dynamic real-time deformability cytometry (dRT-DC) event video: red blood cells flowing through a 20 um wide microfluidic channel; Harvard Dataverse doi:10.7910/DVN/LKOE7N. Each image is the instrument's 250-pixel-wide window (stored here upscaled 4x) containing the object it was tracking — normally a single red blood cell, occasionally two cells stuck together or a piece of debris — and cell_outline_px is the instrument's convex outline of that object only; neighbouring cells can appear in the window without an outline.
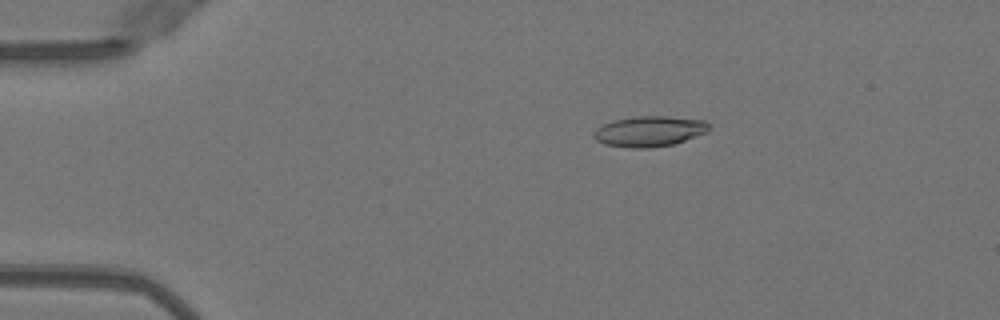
{"species": "Egyptian fruit bat (a non-hibernating species)", "species_latin": "Rousettus aegyptiacus", "temperature_condition": "warm", "stored_images_in_passage": 42, "camera_frame_rate_fps": 3000, "um_per_image_px": 0.085, "animal": {"sex": "female"}, "frame": {"image": 1, "passage_image": 1, "time_ms": 0.0, "image_size_px": [1000, 320], "cell_outline_px": [[708, 132], [672, 144], [648, 148], [628, 148], [604, 144], [596, 140], [592, 136], [592, 132], [596, 128], [612, 120], [636, 116], [668, 116], [704, 120], [708, 124]], "centroid_in_image_um": [55.14, 11.16], "position_along_channel_um": 29.9, "area_um2": 20.52}}
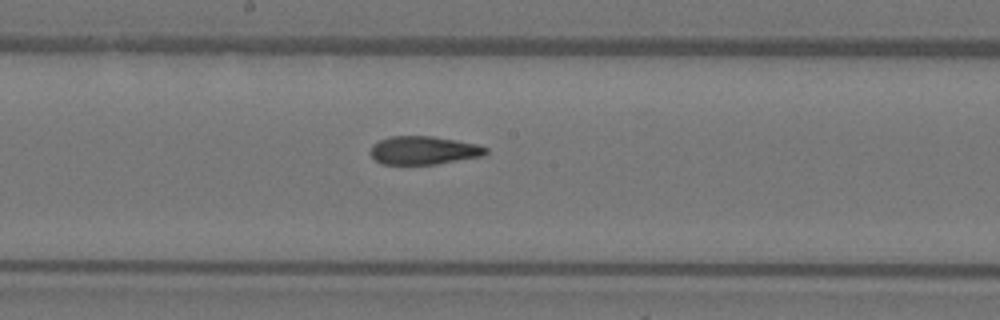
{"frame": {"image": 2, "passage_image": 19, "time_ms": 6.0, "image_size_px": [1000, 320], "cell_outline_px": [[488, 152], [484, 156], [436, 164], [384, 164], [376, 160], [368, 152], [372, 144], [380, 140], [392, 136], [432, 136], [456, 140], [476, 144], [488, 148]], "centroid_in_image_um": [36.01, 12.78], "position_along_channel_um": 212.2, "area_um2": 19.07}}
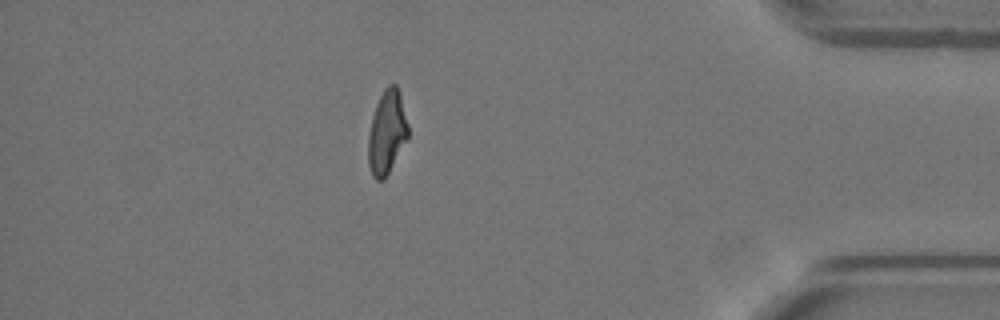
{"frame": {"image": 3, "passage_image": 36, "time_ms": 11.667, "image_size_px": [1000, 320], "cell_outline_px": [[408, 136], [384, 180], [376, 180], [372, 176], [368, 164], [368, 136], [372, 116], [376, 104], [384, 88], [388, 84], [396, 84], [400, 92], [408, 124]], "centroid_in_image_um": [32.87, 11.22], "position_along_channel_um": 402.3, "area_um2": 19.36}, "authors_computed_cell_mechanics": {"area_um2": 19.941, "velocity_mm_per_s": 4.0479, "shape_relaxation_time_tau1_ms": null, "shape_relaxation_time_tau2_ms": 2.3656, "deformation_change_tau1": null, "deformation_change_tau2": 0.1086}}